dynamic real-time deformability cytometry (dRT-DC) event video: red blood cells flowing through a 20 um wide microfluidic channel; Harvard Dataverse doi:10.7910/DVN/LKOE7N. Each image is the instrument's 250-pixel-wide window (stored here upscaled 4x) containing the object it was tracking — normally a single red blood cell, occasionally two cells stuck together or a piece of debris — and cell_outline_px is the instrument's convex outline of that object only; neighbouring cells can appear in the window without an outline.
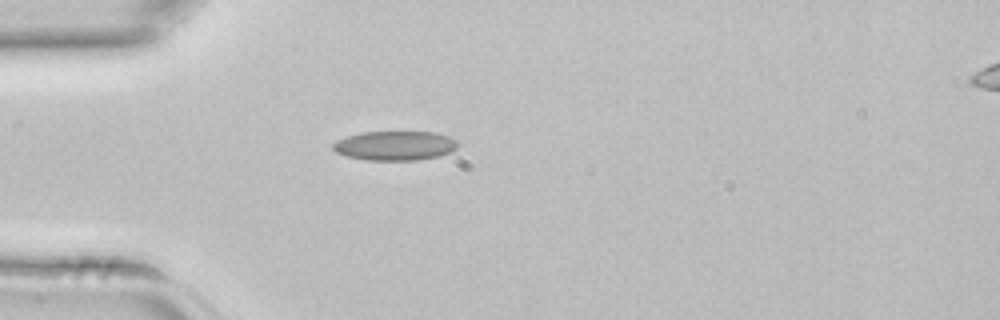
{"species": "common noctule bat (a hibernating species)", "species_latin": "Nyctalus noctula", "temperature_condition": "room temperature", "stored_images_in_passage": 1, "camera_frame_rate_fps": 3000, "um_per_image_px": 0.085, "animal": {"sex": "female", "body_mass_g": 22.7, "forearm_length_mm": 54.2}, "frame": {"image": 1, "passage_image": 1, "time_ms": 0.0, "image_size_px": [1000, 320], "cell_outline_px": [[456, 148], [452, 152], [440, 156], [416, 160], [368, 160], [348, 156], [336, 152], [332, 148], [332, 144], [336, 140], [360, 132], [436, 132], [448, 136], [456, 140]], "centroid_in_image_um": [33.57, 12.38], "position_along_channel_um": 51.4, "area_um2": 21.33}}